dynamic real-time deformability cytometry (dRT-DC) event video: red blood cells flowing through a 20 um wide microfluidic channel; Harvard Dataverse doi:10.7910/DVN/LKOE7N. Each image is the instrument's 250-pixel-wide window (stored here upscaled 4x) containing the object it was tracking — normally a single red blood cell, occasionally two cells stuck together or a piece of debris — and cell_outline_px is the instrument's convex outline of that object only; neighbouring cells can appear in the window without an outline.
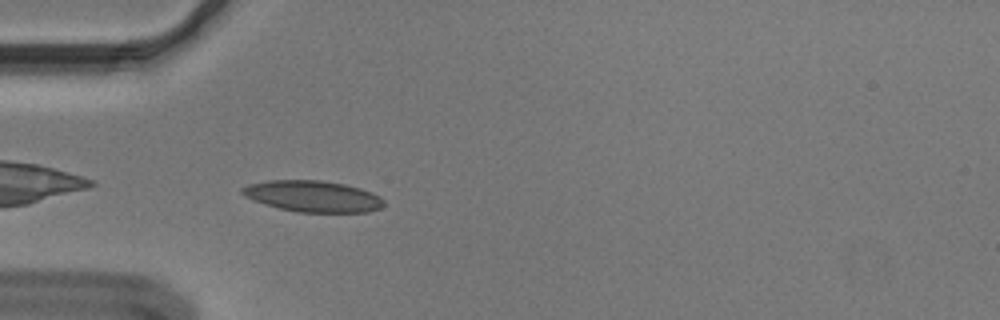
{"species": "Egyptian fruit bat (a non-hibernating species)", "species_latin": "Rousettus aegyptiacus", "temperature_condition": "cold", "stored_images_in_passage": 41, "camera_frame_rate_fps": 3000, "um_per_image_px": 0.085, "animal": {"sex": "male"}, "frame": {"image": 1, "passage_image": 2, "time_ms": 0.333, "image_size_px": [1000, 320], "cell_outline_px": [[384, 204], [380, 208], [368, 212], [296, 212], [264, 204], [244, 196], [240, 192], [240, 188], [248, 184], [268, 180], [320, 180], [344, 184], [360, 188], [372, 192], [380, 196], [384, 200]], "centroid_in_image_um": [26.58, 16.68], "position_along_channel_um": 58.4, "area_um2": 25.89}}
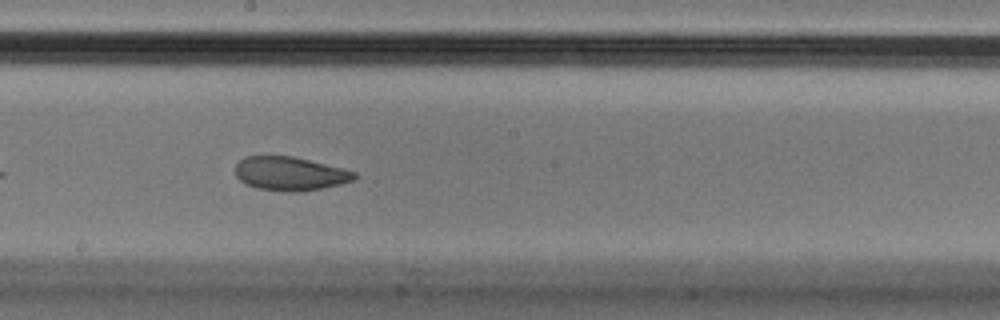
{"frame": {"image": 2, "passage_image": 16, "time_ms": 5.0, "image_size_px": [1000, 320], "cell_outline_px": [[356, 176], [352, 180], [340, 184], [320, 188], [296, 192], [288, 192], [256, 188], [240, 180], [236, 176], [236, 164], [244, 156], [292, 156], [356, 172]], "centroid_in_image_um": [24.6, 14.76], "position_along_channel_um": 223.6, "area_um2": 23.0}}
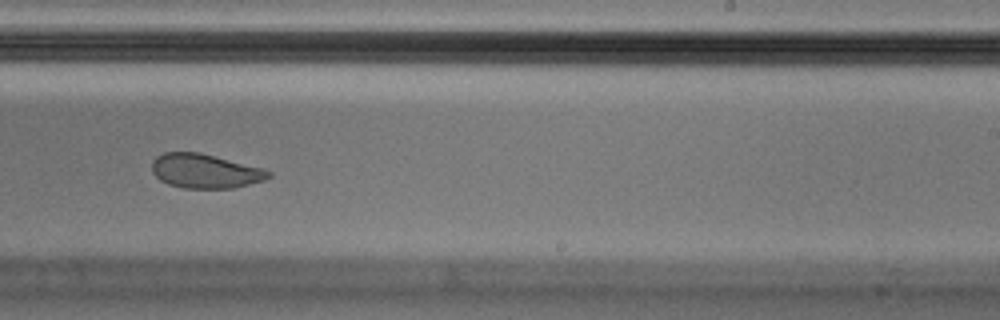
{"frame": {"image": 3, "passage_image": 20, "time_ms": 6.333, "image_size_px": [1000, 320], "cell_outline_px": [[272, 176], [264, 180], [236, 188], [184, 188], [168, 184], [160, 180], [152, 172], [152, 160], [156, 156], [164, 152], [200, 152], [264, 168], [272, 172]], "centroid_in_image_um": [17.45, 14.54], "position_along_channel_um": 271.6, "area_um2": 23.52}, "authors_computed_cell_mechanics": {"area_um2": 25.0274, "velocity_mm_per_s": 3.6126, "shape_relaxation_time_tau1_ms": 6.566, "shape_relaxation_time_tau2_ms": 2.0316, "deformation_change_tau1": 0.1585, "deformation_change_tau2": 0.0772}}